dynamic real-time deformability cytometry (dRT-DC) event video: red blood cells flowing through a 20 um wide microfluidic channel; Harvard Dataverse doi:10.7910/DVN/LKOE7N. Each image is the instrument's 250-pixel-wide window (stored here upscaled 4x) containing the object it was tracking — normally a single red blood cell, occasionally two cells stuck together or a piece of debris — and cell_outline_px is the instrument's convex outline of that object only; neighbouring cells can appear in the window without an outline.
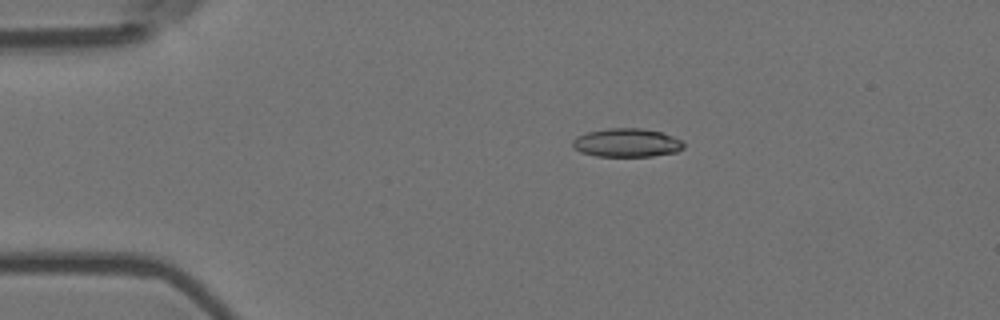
{"species": "Egyptian fruit bat (a non-hibernating species)", "species_latin": "Rousettus aegyptiacus", "temperature_condition": "room temperature", "stored_images_in_passage": 7, "camera_frame_rate_fps": 3000, "um_per_image_px": 0.085, "animal": {"sex": "female"}, "frame": {"image": 1, "passage_image": 3, "time_ms": 0.667, "image_size_px": [1000, 320], "cell_outline_px": [[684, 148], [676, 152], [652, 156], [596, 156], [580, 152], [572, 148], [572, 140], [576, 136], [588, 132], [608, 128], [640, 128], [660, 132], [672, 136], [680, 140], [684, 144]], "centroid_in_image_um": [53.23, 12.14], "position_along_channel_um": 31.8, "area_um2": 18.5}}
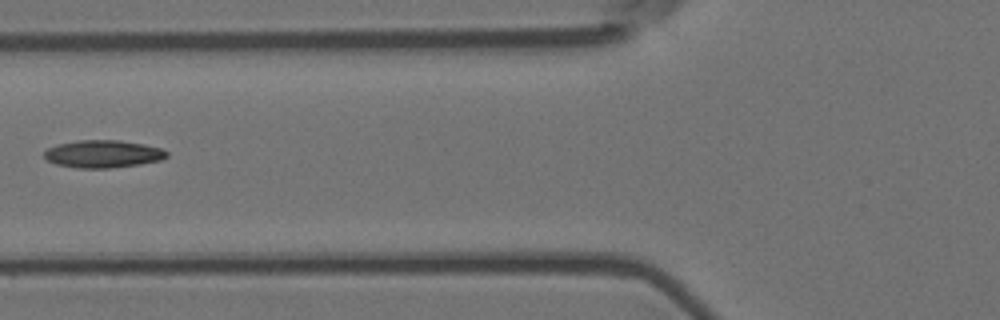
{"frame": {"image": 2, "passage_image": 6, "time_ms": 1.667, "image_size_px": [1000, 320], "cell_outline_px": [[168, 156], [160, 160], [140, 164], [112, 168], [76, 168], [56, 164], [48, 160], [44, 156], [44, 152], [48, 148], [56, 144], [80, 140], [120, 140], [144, 144], [160, 148], [168, 152]], "centroid_in_image_um": [8.75, 13.08], "position_along_channel_um": 117.0, "area_um2": 19.71}}
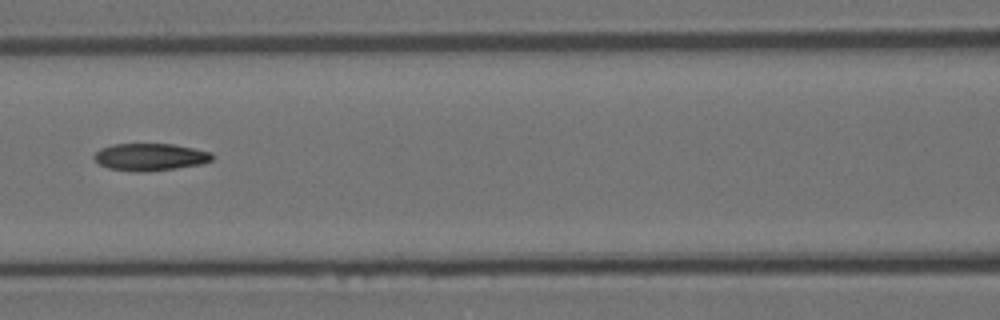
{"frame": {"image": 3, "passage_image": 7, "time_ms": 2.0, "image_size_px": [1000, 320], "cell_outline_px": [[212, 160], [200, 164], [176, 168], [140, 172], [136, 172], [108, 168], [100, 164], [92, 156], [100, 148], [112, 144], [172, 144], [212, 152]], "centroid_in_image_um": [12.73, 13.34], "position_along_channel_um": 153.9, "area_um2": 18.61}}